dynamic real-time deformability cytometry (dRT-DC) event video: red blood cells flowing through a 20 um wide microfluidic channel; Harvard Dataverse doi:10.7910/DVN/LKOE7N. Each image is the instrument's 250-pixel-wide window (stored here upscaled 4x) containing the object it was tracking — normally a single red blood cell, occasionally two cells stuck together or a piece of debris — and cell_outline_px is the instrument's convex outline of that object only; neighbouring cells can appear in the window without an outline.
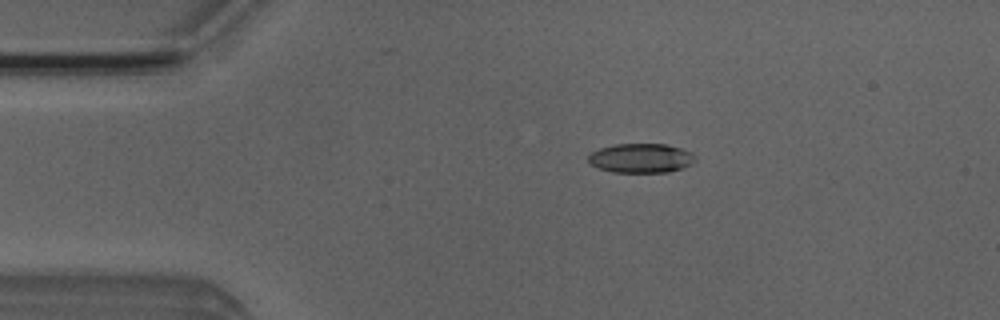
{"species": "Egyptian fruit bat (a non-hibernating species)", "species_latin": "Rousettus aegyptiacus", "temperature_condition": "room temperature", "stored_images_in_passage": 5, "camera_frame_rate_fps": 3000, "um_per_image_px": 0.085, "animal": {"sex": "male"}, "frame": {"image": 1, "passage_image": 3, "time_ms": 2.333, "image_size_px": [1000, 320], "cell_outline_px": [[696, 160], [692, 164], [668, 172], [612, 172], [596, 168], [588, 164], [588, 156], [592, 152], [600, 148], [616, 144], [668, 144], [680, 148], [696, 156]], "centroid_in_image_um": [54.44, 13.45], "position_along_channel_um": 30.6, "area_um2": 18.32}}